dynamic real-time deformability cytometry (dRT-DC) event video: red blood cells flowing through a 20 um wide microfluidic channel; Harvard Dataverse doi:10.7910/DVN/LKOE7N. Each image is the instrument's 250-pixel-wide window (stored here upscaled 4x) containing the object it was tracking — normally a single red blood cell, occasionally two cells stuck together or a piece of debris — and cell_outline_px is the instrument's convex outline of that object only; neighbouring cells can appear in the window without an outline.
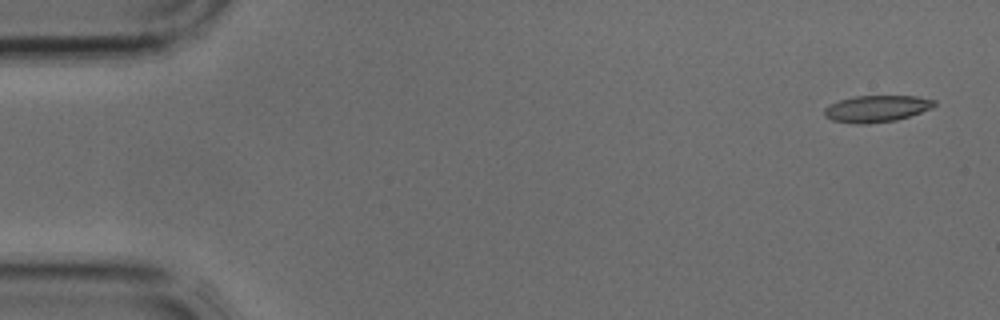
{"species": "common noctule bat (a hibernating species)", "species_latin": "Nyctalus noctula", "temperature_condition": "cold", "stored_images_in_passage": 4, "camera_frame_rate_fps": 3000, "um_per_image_px": 0.085, "animal": {"sex": "male", "body_mass_g": 17.9, "forearm_length_mm": 54.2}, "frame": {"image": 1, "passage_image": 1, "time_ms": 0.0, "image_size_px": [1000, 320], "cell_outline_px": [[936, 104], [932, 108], [896, 120], [868, 124], [856, 124], [832, 120], [824, 116], [824, 108], [840, 100], [856, 96], [916, 96], [936, 100]], "centroid_in_image_um": [74.51, 9.24], "position_along_channel_um": 10.5, "area_um2": 16.99}}
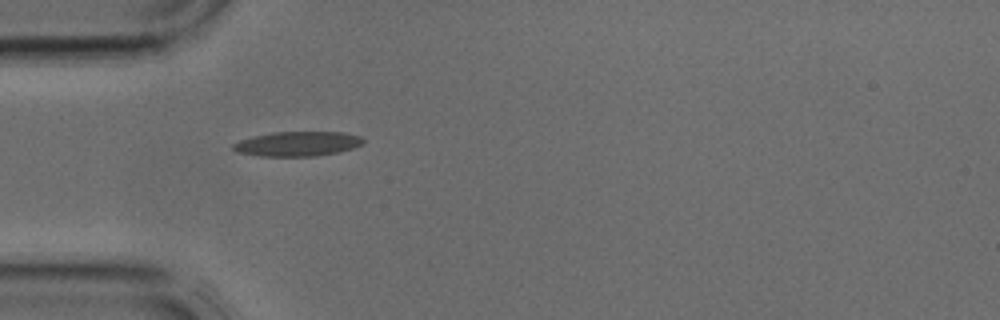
{"frame": {"image": 2, "passage_image": 4, "time_ms": 1.0, "image_size_px": [1000, 320], "cell_outline_px": [[364, 144], [340, 152], [316, 156], [260, 156], [236, 152], [232, 148], [232, 144], [240, 140], [252, 136], [272, 132], [344, 132], [360, 136], [364, 140]], "centroid_in_image_um": [25.29, 12.22], "position_along_channel_um": 59.7, "area_um2": 18.84}}